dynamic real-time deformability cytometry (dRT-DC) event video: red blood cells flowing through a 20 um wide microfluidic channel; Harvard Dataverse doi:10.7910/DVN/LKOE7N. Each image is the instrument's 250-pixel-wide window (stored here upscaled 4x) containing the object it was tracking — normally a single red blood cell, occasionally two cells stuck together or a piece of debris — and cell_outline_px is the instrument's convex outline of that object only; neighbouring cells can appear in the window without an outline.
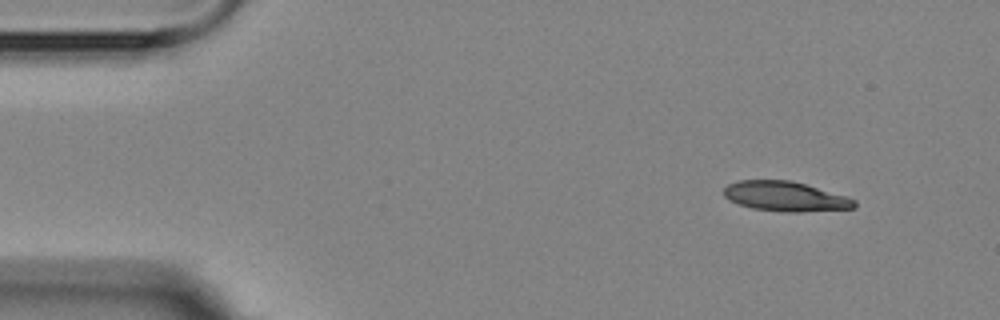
{"species": "Egyptian fruit bat (a non-hibernating species)", "species_latin": "Rousettus aegyptiacus", "temperature_condition": "room temperature", "stored_images_in_passage": 3, "camera_frame_rate_fps": 3000, "um_per_image_px": 0.085, "animal": {"sex": "female"}, "frame": {"image": 1, "passage_image": 1, "time_ms": 0.0, "image_size_px": [1000, 320], "cell_outline_px": [[856, 208], [800, 212], [784, 212], [752, 208], [728, 200], [724, 196], [724, 188], [728, 184], [740, 180], [788, 180], [804, 184], [848, 196], [856, 200]], "centroid_in_image_um": [66.77, 16.7], "position_along_channel_um": 18.2, "area_um2": 22.66}}